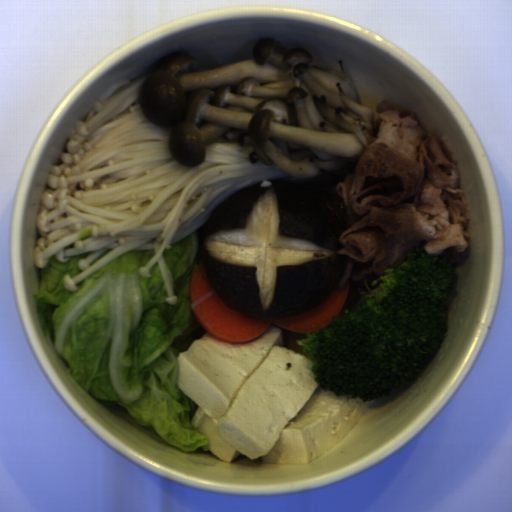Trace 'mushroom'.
<instances>
[{"instance_id": "mushroom-1", "label": "mushroom", "mask_w": 512, "mask_h": 512, "mask_svg": "<svg viewBox=\"0 0 512 512\" xmlns=\"http://www.w3.org/2000/svg\"><path fill=\"white\" fill-rule=\"evenodd\" d=\"M347 224L307 182L264 179L225 196L200 238L206 277L227 307L253 320L300 315L332 294L347 255Z\"/></svg>"}]
</instances>
